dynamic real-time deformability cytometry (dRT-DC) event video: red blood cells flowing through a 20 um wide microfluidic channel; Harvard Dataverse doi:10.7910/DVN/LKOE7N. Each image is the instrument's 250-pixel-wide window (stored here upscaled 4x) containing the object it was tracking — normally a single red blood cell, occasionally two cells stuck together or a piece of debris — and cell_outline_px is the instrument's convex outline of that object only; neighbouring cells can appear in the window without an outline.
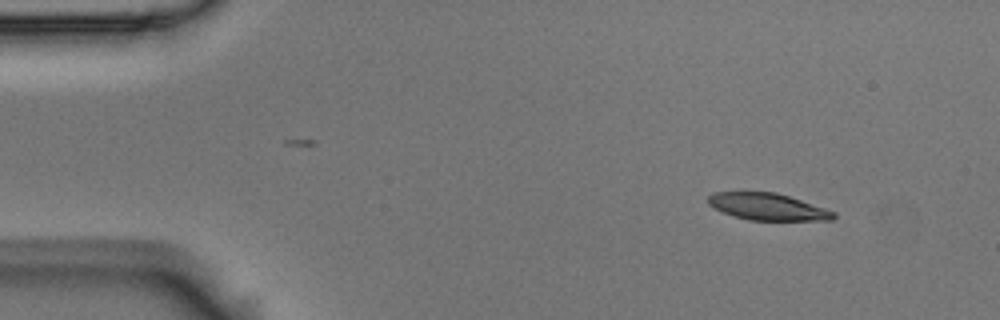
{"species": "Egyptian fruit bat (a non-hibernating species)", "species_latin": "Rousettus aegyptiacus", "temperature_condition": "room temperature", "stored_images_in_passage": 8, "camera_frame_rate_fps": 3000, "um_per_image_px": 0.085, "animal": {"sex": "male"}, "frame": {"image": 1, "passage_image": 1, "time_ms": 0.0, "image_size_px": [1000, 320], "cell_outline_px": [[836, 216], [832, 220], [748, 220], [732, 216], [712, 208], [708, 204], [708, 196], [712, 192], [776, 192], [836, 212]], "centroid_in_image_um": [65.2, 17.57], "position_along_channel_um": 19.8, "area_um2": 19.65}}
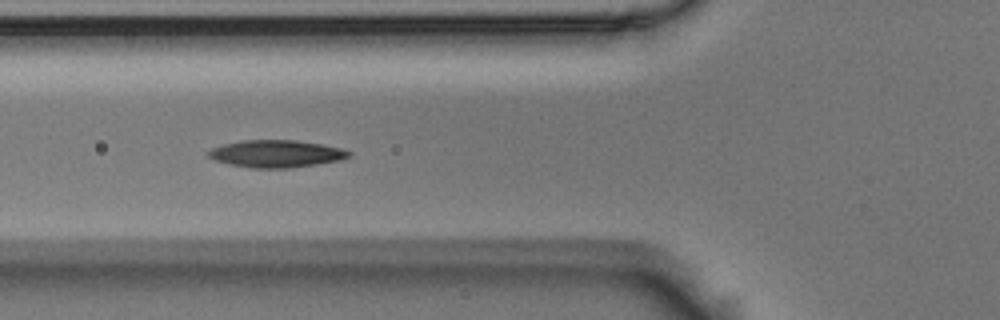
{"frame": {"image": 2, "passage_image": 5, "time_ms": 1.333, "image_size_px": [1000, 320], "cell_outline_px": [[352, 156], [340, 160], [316, 164], [288, 168], [252, 168], [228, 164], [216, 160], [208, 156], [208, 152], [212, 148], [224, 144], [244, 140], [296, 140], [320, 144], [340, 148], [352, 152]], "centroid_in_image_um": [23.49, 13.07], "position_along_channel_um": 102.3, "area_um2": 22.2}}
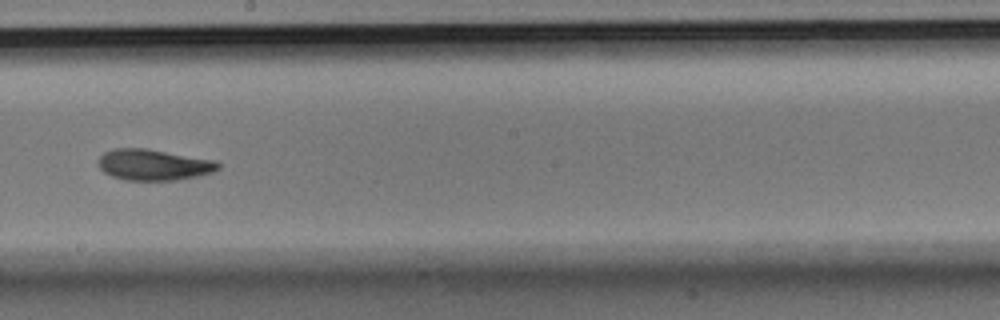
{"frame": {"image": 3, "passage_image": 8, "time_ms": 2.333, "image_size_px": [1000, 320], "cell_outline_px": [[220, 168], [212, 172], [196, 176], [176, 180], [124, 180], [112, 176], [104, 172], [100, 168], [100, 156], [104, 152], [112, 148], [148, 148], [216, 160], [220, 164]], "centroid_in_image_um": [13.07, 13.99], "position_along_channel_um": 235.1, "area_um2": 21.73}}